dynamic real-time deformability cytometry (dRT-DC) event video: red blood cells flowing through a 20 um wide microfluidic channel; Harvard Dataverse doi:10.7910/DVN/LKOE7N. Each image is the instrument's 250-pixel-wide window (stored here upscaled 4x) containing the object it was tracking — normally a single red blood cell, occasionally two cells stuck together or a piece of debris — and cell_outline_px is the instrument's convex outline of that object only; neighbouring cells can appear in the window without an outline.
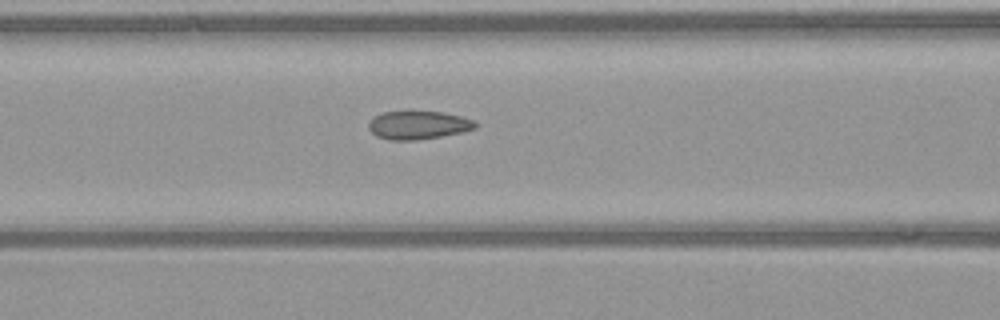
{"species": "common noctule bat (a hibernating species)", "species_latin": "Nyctalus noctula", "temperature_condition": "warm", "stored_images_in_passage": 18, "camera_frame_rate_fps": 3000, "um_per_image_px": 0.085, "animal": {"sex": "female", "body_mass_g": 21.9}, "frame": {"image": 1, "passage_image": 13, "time_ms": 4.0, "image_size_px": [1000, 320], "cell_outline_px": [[476, 128], [464, 132], [416, 140], [388, 140], [376, 136], [368, 128], [368, 124], [372, 116], [384, 112], [444, 112], [476, 120]], "centroid_in_image_um": [35.55, 10.64], "position_along_channel_um": 131.1, "area_um2": 17.63}}
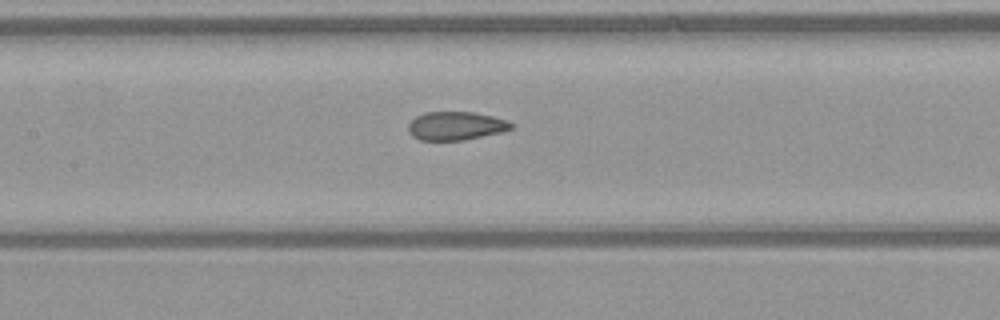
{"frame": {"image": 2, "passage_image": 16, "time_ms": 5.0, "image_size_px": [1000, 320], "cell_outline_px": [[516, 124], [512, 128], [504, 132], [464, 140], [420, 140], [412, 136], [408, 132], [408, 124], [416, 116], [424, 112], [472, 112], [492, 116], [508, 120]], "centroid_in_image_um": [38.77, 10.7], "position_along_channel_um": 168.6, "area_um2": 17.28}}